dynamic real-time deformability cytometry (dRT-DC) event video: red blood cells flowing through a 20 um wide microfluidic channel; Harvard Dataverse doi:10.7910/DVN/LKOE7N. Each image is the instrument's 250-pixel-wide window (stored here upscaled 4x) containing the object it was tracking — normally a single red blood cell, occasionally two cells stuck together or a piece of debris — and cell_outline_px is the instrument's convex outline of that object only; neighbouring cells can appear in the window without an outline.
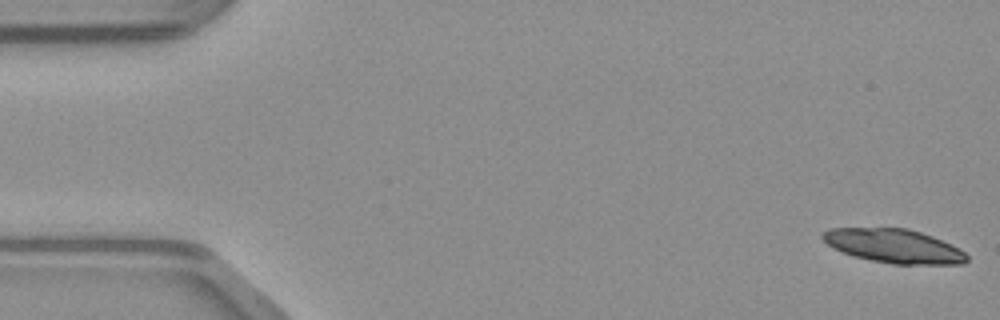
{"species": "common noctule bat (a hibernating species)", "species_latin": "Nyctalus noctula", "temperature_condition": "warm", "stored_images_in_passage": 48, "camera_frame_rate_fps": 3000, "um_per_image_px": 0.085, "animal": {"sex": "male", "body_mass_g": 23.1, "forearm_length_mm": 52.7}, "frame": {"image": 1, "passage_image": 1, "time_ms": 0.0, "image_size_px": [1000, 320], "cell_outline_px": [[968, 260], [964, 264], [892, 264], [852, 256], [828, 244], [820, 236], [820, 232], [828, 228], [908, 228], [932, 236], [960, 248], [968, 256]], "centroid_in_image_um": [75.99, 20.9], "position_along_channel_um": 9.0, "area_um2": 28.44}}